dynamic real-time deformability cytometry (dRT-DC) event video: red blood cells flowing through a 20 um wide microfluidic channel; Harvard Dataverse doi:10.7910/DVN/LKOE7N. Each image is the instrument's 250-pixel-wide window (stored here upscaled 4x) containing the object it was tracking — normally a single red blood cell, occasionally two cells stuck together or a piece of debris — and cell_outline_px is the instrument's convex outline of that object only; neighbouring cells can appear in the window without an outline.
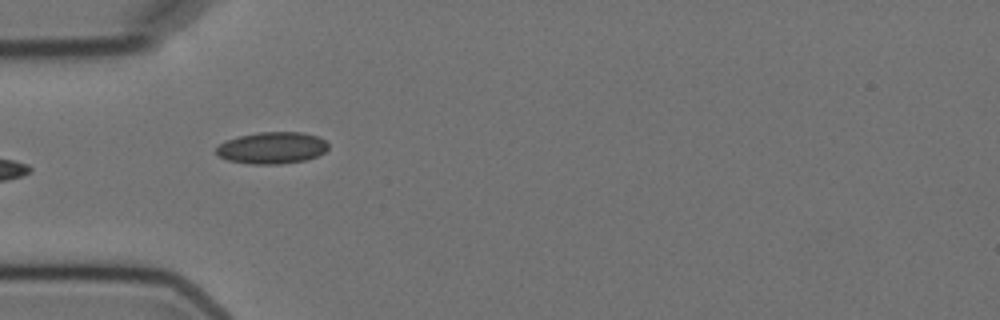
{"species": "Egyptian fruit bat (a non-hibernating species)", "species_latin": "Rousettus aegyptiacus", "temperature_condition": "cold", "stored_images_in_passage": 10, "camera_frame_rate_fps": 3000, "um_per_image_px": 0.085, "animal": {"sex": "female"}, "frame": {"image": 1, "passage_image": 5, "time_ms": 5.333, "image_size_px": [1000, 320], "cell_outline_px": [[328, 148], [324, 152], [316, 156], [304, 160], [280, 164], [252, 164], [228, 160], [220, 156], [216, 152], [216, 148], [220, 144], [236, 136], [260, 132], [304, 132], [320, 136], [328, 144]], "centroid_in_image_um": [23.14, 12.55], "position_along_channel_um": 61.9, "area_um2": 20.69}}
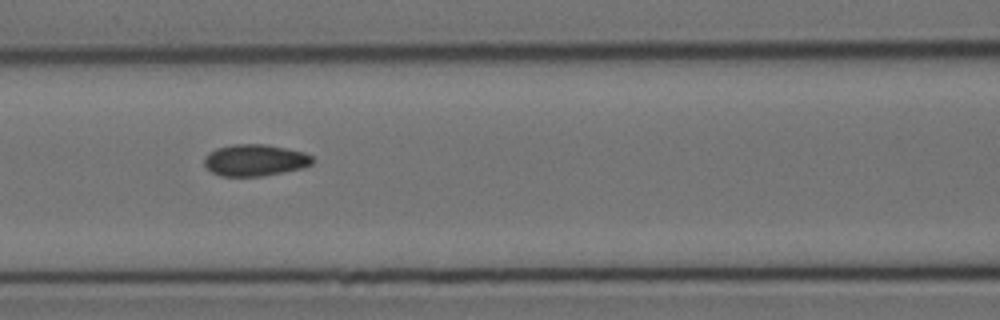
{"frame": {"image": 2, "passage_image": 7, "time_ms": 7.667, "image_size_px": [1000, 320], "cell_outline_px": [[316, 160], [312, 164], [300, 168], [260, 176], [220, 176], [212, 172], [204, 164], [204, 156], [208, 152], [216, 148], [232, 144], [268, 144], [304, 152], [312, 156]], "centroid_in_image_um": [21.65, 13.6], "position_along_channel_um": 144.9, "area_um2": 20.0}}
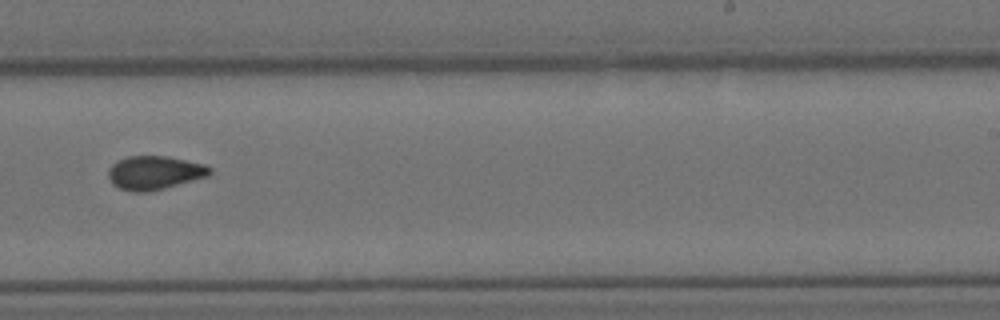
{"frame": {"image": 3, "passage_image": 10, "time_ms": 11.333, "image_size_px": [1000, 320], "cell_outline_px": [[212, 172], [208, 176], [164, 188], [148, 192], [132, 192], [120, 188], [112, 184], [108, 176], [108, 168], [112, 164], [128, 156], [164, 156], [204, 164], [212, 168]], "centroid_in_image_um": [13.12, 14.69], "position_along_channel_um": 275.9, "area_um2": 19.77}}